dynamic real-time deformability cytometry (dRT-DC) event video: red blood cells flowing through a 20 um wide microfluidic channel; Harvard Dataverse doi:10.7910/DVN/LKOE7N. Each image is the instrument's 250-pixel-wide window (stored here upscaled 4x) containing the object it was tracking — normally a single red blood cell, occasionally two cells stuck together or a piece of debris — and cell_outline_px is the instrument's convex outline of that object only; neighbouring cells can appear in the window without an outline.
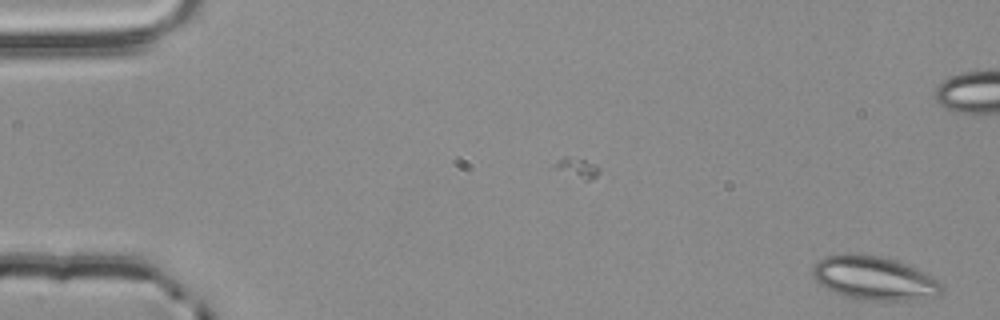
{"species": "common noctule bat (a hibernating species)", "species_latin": "Nyctalus noctula", "temperature_condition": "room temperature", "stored_images_in_passage": 55, "camera_frame_rate_fps": 3000, "um_per_image_px": 0.085, "animal": {"sex": "male", "body_mass_g": 20.4}, "frame": {"image": 1, "passage_image": 1, "time_ms": 0.0, "image_size_px": [1000, 320], "cell_outline_px": [[944, 288], [936, 296], [904, 300], [876, 300], [848, 296], [836, 292], [820, 284], [812, 276], [812, 268], [824, 256], [844, 252], [848, 252], [880, 256], [904, 264], [924, 272], [940, 280], [944, 284]], "centroid_in_image_um": [74.3, 23.61], "position_along_channel_um": 10.7, "area_um2": 32.43}}
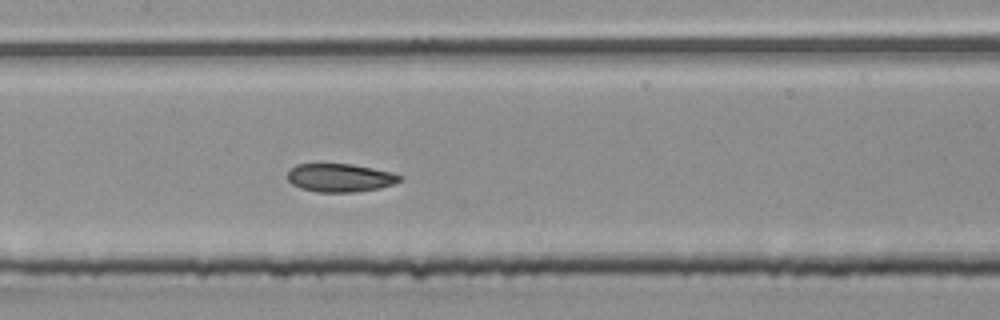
{"frame": {"image": 2, "passage_image": 26, "time_ms": 8.333, "image_size_px": [1000, 320], "cell_outline_px": [[404, 176], [400, 180], [392, 184], [380, 188], [356, 192], [316, 192], [300, 188], [292, 184], [288, 180], [288, 172], [296, 164], [320, 160], [352, 164], [392, 172]], "centroid_in_image_um": [28.85, 15.06], "position_along_channel_um": 178.6, "area_um2": 19.31}}
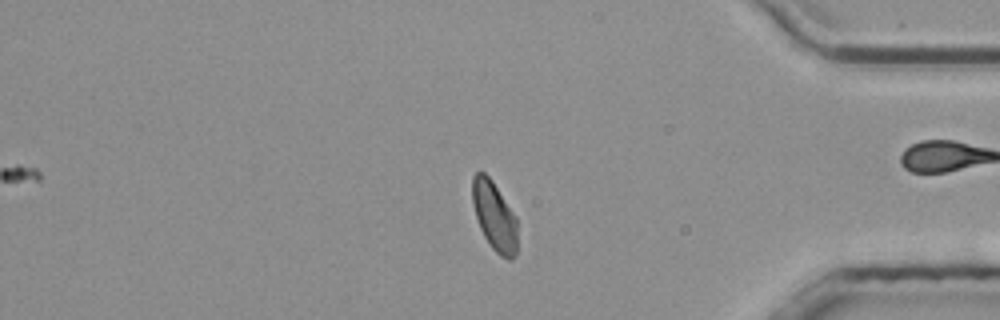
{"frame": {"image": 3, "passage_image": 45, "time_ms": 14.667, "image_size_px": [1000, 320], "cell_outline_px": [[516, 256], [512, 260], [508, 260], [500, 256], [492, 248], [484, 236], [480, 228], [472, 204], [472, 176], [476, 172], [484, 172], [492, 180], [516, 216]], "centroid_in_image_um": [42.01, 18.37], "position_along_channel_um": 393.2, "area_um2": 18.15}, "authors_computed_cell_mechanics": {"area_um2": 19.1896, "velocity_mm_per_s": 3.8202, "shape_relaxation_time_tau1_ms": 7.5079, "shape_relaxation_time_tau2_ms": 2.379, "deformation_change_tau1": 0.1309, "deformation_change_tau2": 0.0686}}